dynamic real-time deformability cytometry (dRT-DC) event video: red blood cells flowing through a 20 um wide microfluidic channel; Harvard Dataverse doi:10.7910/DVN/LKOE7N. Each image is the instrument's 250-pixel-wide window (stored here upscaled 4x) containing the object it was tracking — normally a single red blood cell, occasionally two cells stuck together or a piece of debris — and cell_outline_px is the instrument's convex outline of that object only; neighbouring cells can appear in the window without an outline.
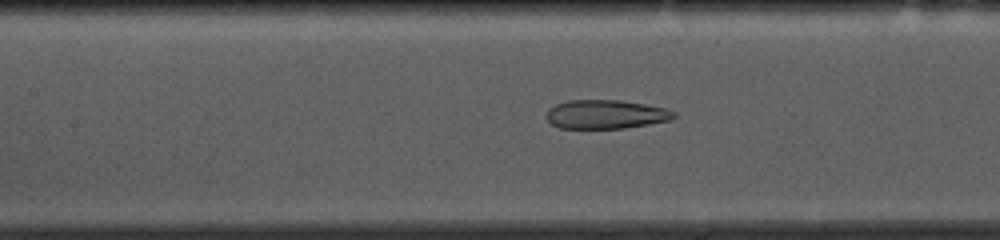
{"species": "common noctule bat (a hibernating species)", "species_latin": "Nyctalus noctula", "temperature_condition": "cold", "stored_images_in_passage": 49, "camera_frame_rate_fps": 3000, "um_per_image_px": 0.085, "animal": {"sex": "female", "body_mass_g": 10.0, "forearm_length_mm": 53.1}, "frame": {"image": 1, "passage_image": 22, "time_ms": 7.0, "image_size_px": [1000, 240], "cell_outline_px": [[676, 116], [672, 120], [624, 128], [560, 128], [552, 124], [548, 120], [548, 108], [556, 104], [568, 100], [620, 100], [668, 108], [676, 112]], "centroid_in_image_um": [51.54, 9.71], "position_along_channel_um": 155.9, "area_um2": 21.44}}
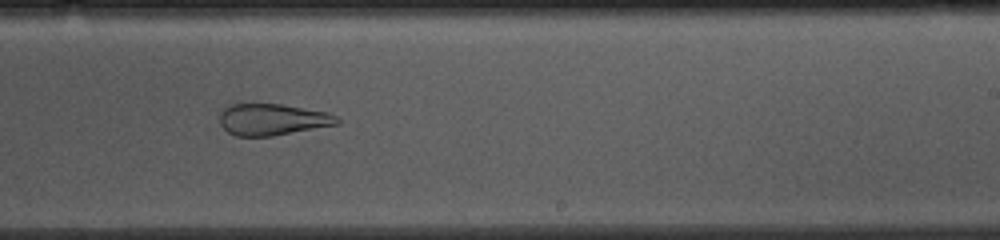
{"frame": {"image": 2, "passage_image": 31, "time_ms": 10.0, "image_size_px": [1000, 240], "cell_outline_px": [[340, 124], [272, 136], [236, 136], [228, 132], [220, 124], [220, 112], [228, 104], [280, 104], [328, 112], [336, 116], [340, 120]], "centroid_in_image_um": [23.16, 10.16], "position_along_channel_um": 265.8, "area_um2": 21.62}}
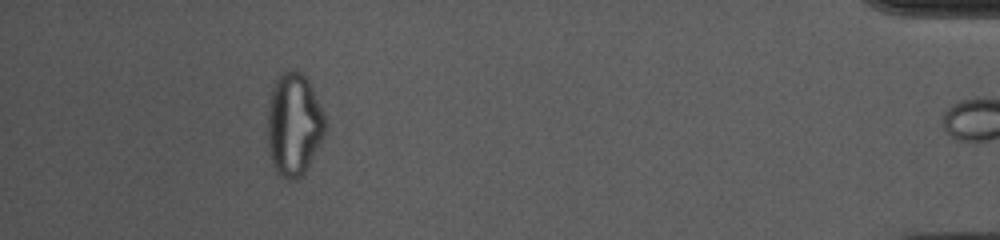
{"frame": {"image": 3, "passage_image": 48, "time_ms": 15.667, "image_size_px": [1000, 240], "cell_outline_px": [[328, 128], [320, 144], [304, 172], [296, 180], [288, 180], [276, 172], [272, 164], [268, 152], [268, 108], [272, 88], [276, 80], [284, 72], [300, 72], [308, 80], [324, 112], [328, 124]], "centroid_in_image_um": [25.0, 10.62], "position_along_channel_um": 410.2, "area_um2": 34.51}, "authors_computed_cell_mechanics": {"area_um2": 26.8192, "velocity_mm_per_s": 3.6778, "shape_relaxation_time_tau1_ms": null, "shape_relaxation_time_tau2_ms": 1.9461, "deformation_change_tau1": null, "deformation_change_tau2": 0.1011}}